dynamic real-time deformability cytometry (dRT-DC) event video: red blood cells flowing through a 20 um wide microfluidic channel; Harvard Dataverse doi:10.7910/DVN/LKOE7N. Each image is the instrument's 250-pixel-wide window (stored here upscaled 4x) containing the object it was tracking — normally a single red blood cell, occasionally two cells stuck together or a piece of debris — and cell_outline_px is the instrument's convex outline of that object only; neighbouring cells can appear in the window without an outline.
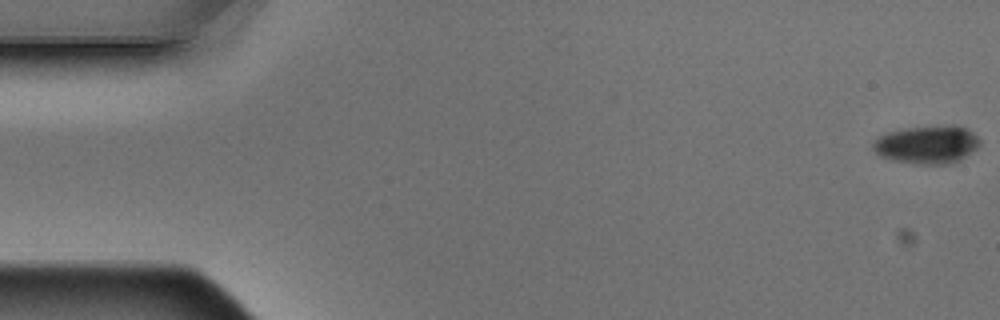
{"species": "Egyptian fruit bat (a non-hibernating species)", "species_latin": "Rousettus aegyptiacus", "temperature_condition": "warm", "stored_images_in_passage": 11, "camera_frame_rate_fps": 3000, "um_per_image_px": 0.085, "animal": {"sex": "male"}, "frame": {"image": 1, "passage_image": 1, "time_ms": 0.0, "image_size_px": [1000, 320], "cell_outline_px": [[980, 144], [976, 148], [960, 160], [948, 164], [916, 164], [892, 160], [880, 156], [872, 148], [872, 144], [876, 136], [900, 128], [948, 124], [952, 124], [968, 128], [980, 140]], "centroid_in_image_um": [78.77, 12.26], "position_along_channel_um": 6.2, "area_um2": 24.16}}
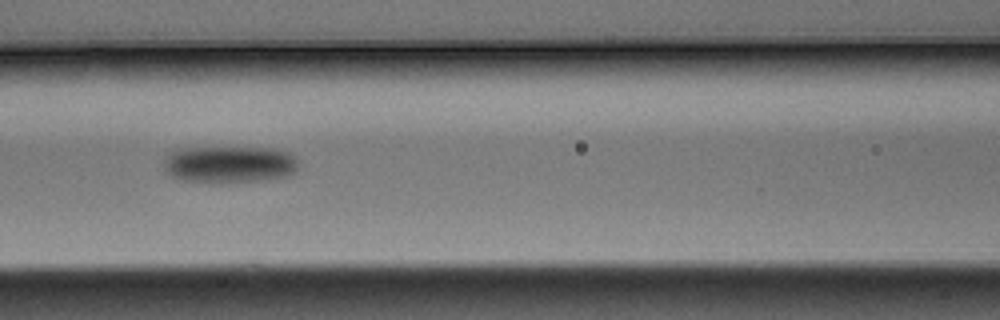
{"frame": {"image": 2, "passage_image": 7, "time_ms": 2.0, "image_size_px": [1000, 320], "cell_outline_px": [[300, 160], [296, 172], [288, 176], [268, 180], [224, 184], [212, 184], [180, 180], [164, 172], [164, 160], [172, 152], [180, 148], [276, 148], [288, 152], [296, 156]], "centroid_in_image_um": [19.55, 14.01], "position_along_channel_um": 147.1, "area_um2": 30.0}}
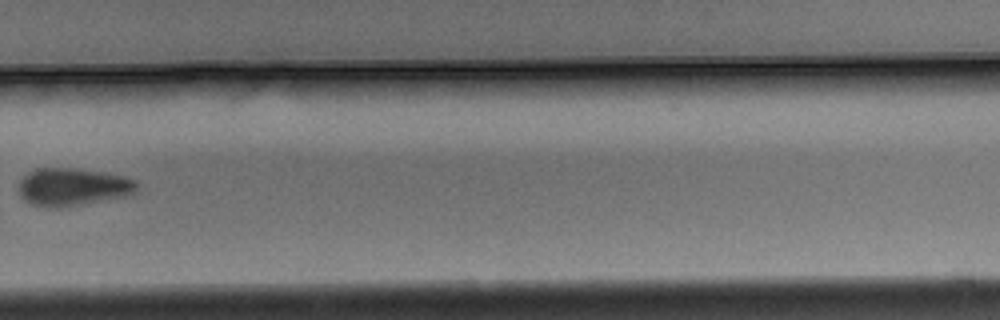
{"frame": {"image": 3, "passage_image": 11, "time_ms": 3.333, "image_size_px": [1000, 320], "cell_outline_px": [[140, 184], [136, 192], [132, 196], [56, 208], [48, 208], [28, 204], [16, 192], [16, 184], [28, 172], [36, 168], [76, 168], [124, 176], [136, 180]], "centroid_in_image_um": [6.17, 15.9], "position_along_channel_um": 323.6, "area_um2": 26.76}}